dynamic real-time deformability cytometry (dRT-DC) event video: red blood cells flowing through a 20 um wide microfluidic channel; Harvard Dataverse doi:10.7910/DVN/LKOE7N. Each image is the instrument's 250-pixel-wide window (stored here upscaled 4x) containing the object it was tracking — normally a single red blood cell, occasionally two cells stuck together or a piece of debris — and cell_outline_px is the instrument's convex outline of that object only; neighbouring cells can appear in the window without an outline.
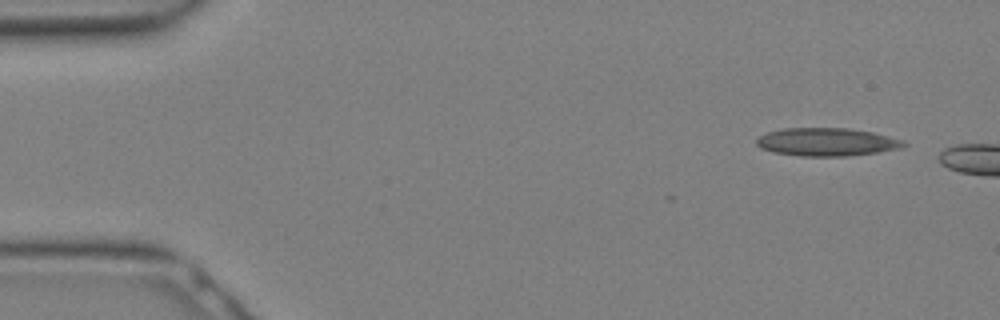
{"species": "Egyptian fruit bat (a non-hibernating species)", "species_latin": "Rousettus aegyptiacus", "temperature_condition": "warm", "stored_images_in_passage": 2, "camera_frame_rate_fps": 3000, "um_per_image_px": 0.085, "animal": {"sex": "female"}, "frame": {"image": 1, "passage_image": 2, "time_ms": 0.333, "image_size_px": [1000, 320], "cell_outline_px": [[908, 144], [900, 148], [876, 152], [844, 156], [800, 156], [772, 152], [760, 148], [756, 144], [756, 140], [760, 136], [768, 132], [780, 128], [848, 128], [872, 132], [904, 140]], "centroid_in_image_um": [70.25, 12.06], "position_along_channel_um": 14.8, "area_um2": 24.04}}